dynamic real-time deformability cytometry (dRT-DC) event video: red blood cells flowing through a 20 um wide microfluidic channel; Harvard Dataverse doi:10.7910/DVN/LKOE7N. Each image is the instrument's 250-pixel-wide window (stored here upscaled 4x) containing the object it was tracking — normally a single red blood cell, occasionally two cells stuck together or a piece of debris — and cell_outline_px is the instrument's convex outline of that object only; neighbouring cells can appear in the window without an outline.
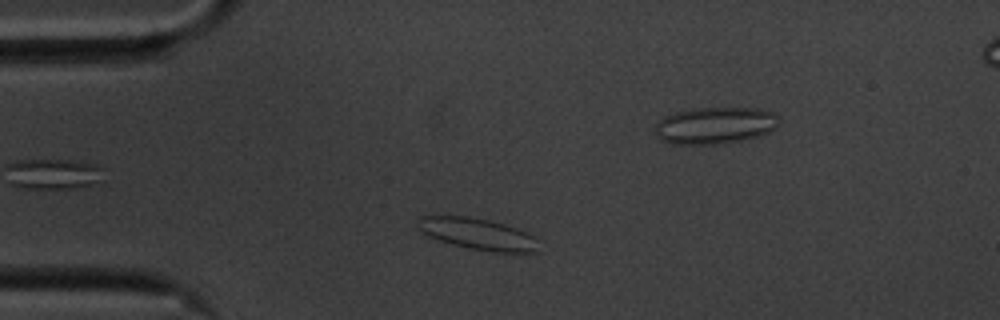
{"species": "common noctule bat (a hibernating species)", "species_latin": "Nyctalus noctula", "temperature_condition": "cold", "stored_images_in_passage": 50, "camera_frame_rate_fps": 3000, "um_per_image_px": 0.085, "animal": {"sex": "male", "body_mass_g": 20.1, "forearm_length_mm": 53.5}, "frame": {"image": 1, "passage_image": 6, "time_ms": 1.667, "image_size_px": [1000, 320], "cell_outline_px": [[540, 252], [492, 252], [452, 244], [428, 236], [420, 232], [416, 228], [416, 220], [420, 216], [468, 216], [488, 220], [504, 224], [516, 228], [532, 236]], "centroid_in_image_um": [40.52, 19.87], "position_along_channel_um": 44.5, "area_um2": 21.96}}
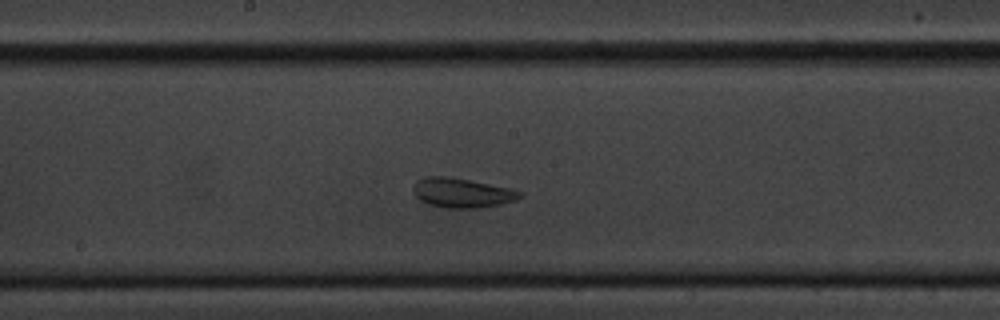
{"frame": {"image": 2, "passage_image": 22, "time_ms": 7.0, "image_size_px": [1000, 320], "cell_outline_px": [[524, 196], [516, 200], [500, 204], [476, 208], [444, 208], [428, 204], [420, 200], [412, 192], [412, 184], [416, 180], [424, 176], [448, 176], [508, 188], [524, 192]], "centroid_in_image_um": [39.22, 16.39], "position_along_channel_um": 209.0, "area_um2": 18.5}}
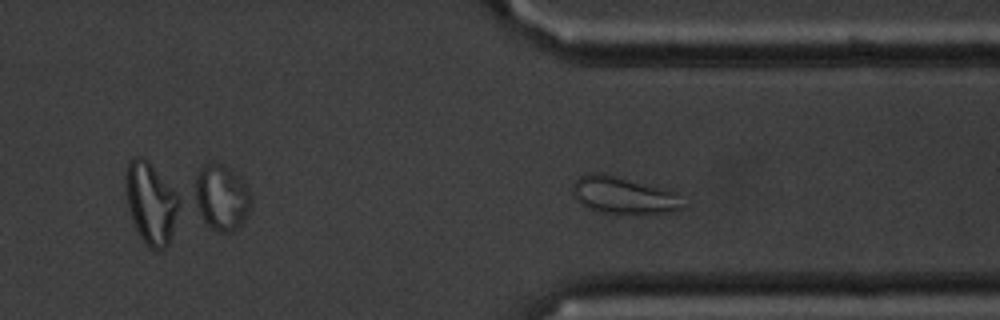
{"frame": {"image": 3, "passage_image": 35, "time_ms": 11.333, "image_size_px": [1000, 320], "cell_outline_px": [[688, 204], [684, 208], [672, 212], [596, 212], [588, 208], [576, 200], [572, 196], [572, 184], [580, 176], [588, 172], [604, 172], [672, 188]], "centroid_in_image_um": [53.06, 16.54], "position_along_channel_um": 358.3, "area_um2": 24.68}, "authors_computed_cell_mechanics": {"area_um2": 20.1433, "velocity_mm_per_s": 3.4464, "shape_relaxation_time_tau1_ms": null, "shape_relaxation_time_tau2_ms": 0.8096, "deformation_change_tau1": null, "deformation_change_tau2": 0.0624}}